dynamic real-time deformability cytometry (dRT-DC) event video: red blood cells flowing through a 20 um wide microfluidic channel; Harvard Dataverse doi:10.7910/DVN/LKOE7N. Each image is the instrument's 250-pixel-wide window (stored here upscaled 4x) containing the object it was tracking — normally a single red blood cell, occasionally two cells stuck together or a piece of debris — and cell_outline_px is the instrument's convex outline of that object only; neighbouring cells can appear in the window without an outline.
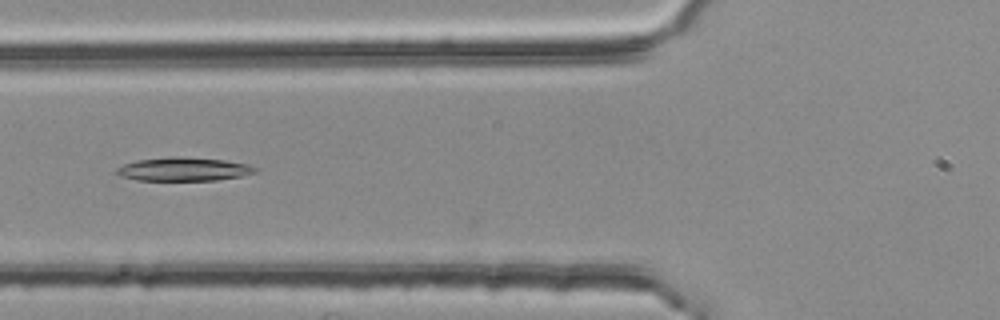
{"species": "common noctule bat (a hibernating species)", "species_latin": "Nyctalus noctula", "temperature_condition": "room temperature", "stored_images_in_passage": 22, "segment_of_instrument_passage": [2, 2], "camera_frame_rate_fps": 3000, "um_per_image_px": 0.085, "animal": {"sex": "female", "body_mass_g": 25.1}, "frame": {"image": 1, "passage_image": 21, "time_ms": 6.667, "image_size_px": [1000, 320], "cell_outline_px": [[256, 172], [240, 176], [216, 180], [136, 180], [120, 176], [116, 172], [116, 168], [124, 164], [140, 160], [224, 160], [248, 164], [256, 168]], "centroid_in_image_um": [15.62, 14.44], "position_along_channel_um": 110.2, "area_um2": 17.51}}